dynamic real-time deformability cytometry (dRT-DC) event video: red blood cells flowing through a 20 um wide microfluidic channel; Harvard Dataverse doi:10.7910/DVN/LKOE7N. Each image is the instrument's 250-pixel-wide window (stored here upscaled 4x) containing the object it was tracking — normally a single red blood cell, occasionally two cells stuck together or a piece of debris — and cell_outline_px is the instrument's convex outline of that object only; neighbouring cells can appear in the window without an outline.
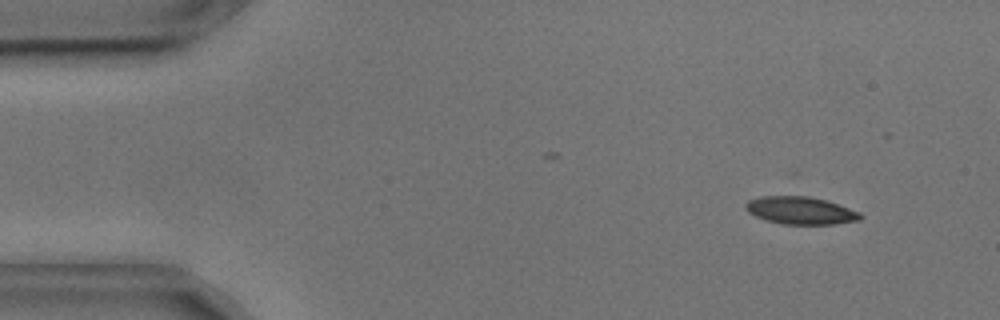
{"species": "common noctule bat (a hibernating species)", "species_latin": "Nyctalus noctula", "temperature_condition": "cold", "stored_images_in_passage": 44, "camera_frame_rate_fps": 3000, "um_per_image_px": 0.085, "animal": {"sex": "male", "body_mass_g": 17.9, "forearm_length_mm": 54.2}, "frame": {"image": 1, "passage_image": 5, "time_ms": 1.333, "image_size_px": [1000, 320], "cell_outline_px": [[864, 216], [860, 220], [836, 224], [784, 224], [768, 220], [756, 216], [748, 212], [744, 208], [744, 204], [748, 200], [760, 196], [808, 196], [828, 200], [860, 212]], "centroid_in_image_um": [68.07, 17.88], "position_along_channel_um": 16.9, "area_um2": 18.55}}
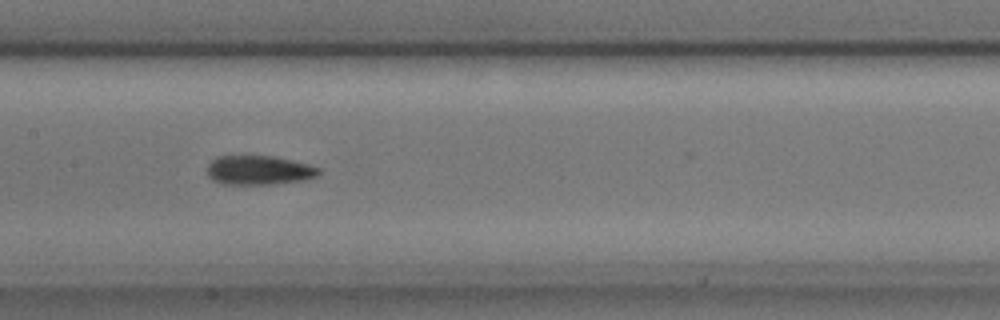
{"frame": {"image": 2, "passage_image": 26, "time_ms": 8.333, "image_size_px": [1000, 320], "cell_outline_px": [[320, 172], [316, 176], [304, 180], [276, 184], [224, 184], [212, 180], [208, 176], [208, 164], [216, 156], [272, 156], [308, 164], [320, 168]], "centroid_in_image_um": [21.99, 14.47], "position_along_channel_um": 185.4, "area_um2": 18.96}}
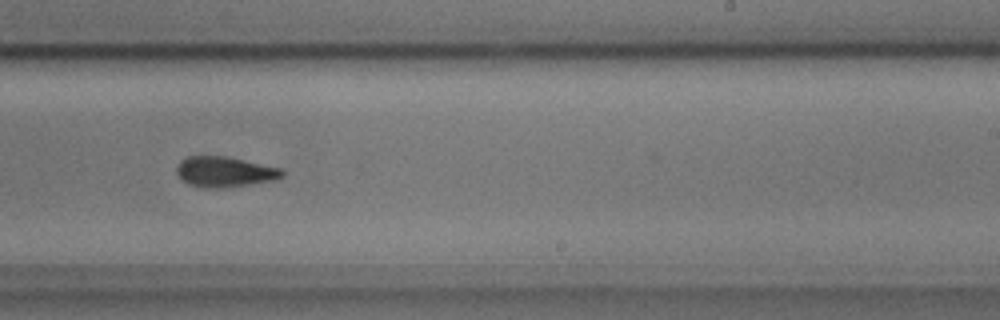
{"frame": {"image": 3, "passage_image": 33, "time_ms": 10.667, "image_size_px": [1000, 320], "cell_outline_px": [[284, 176], [276, 180], [220, 188], [200, 188], [188, 184], [176, 172], [176, 168], [180, 160], [188, 156], [224, 156], [280, 168], [284, 172]], "centroid_in_image_um": [19.08, 14.61], "position_along_channel_um": 269.9, "area_um2": 18.55}, "authors_computed_cell_mechanics": {"area_um2": 18.6694, "velocity_mm_per_s": 3.6419, "shape_relaxation_time_tau1_ms": 5.4796, "shape_relaxation_time_tau2_ms": 6.6978, "deformation_change_tau1": 0.1507, "deformation_change_tau2": 0.1451}}